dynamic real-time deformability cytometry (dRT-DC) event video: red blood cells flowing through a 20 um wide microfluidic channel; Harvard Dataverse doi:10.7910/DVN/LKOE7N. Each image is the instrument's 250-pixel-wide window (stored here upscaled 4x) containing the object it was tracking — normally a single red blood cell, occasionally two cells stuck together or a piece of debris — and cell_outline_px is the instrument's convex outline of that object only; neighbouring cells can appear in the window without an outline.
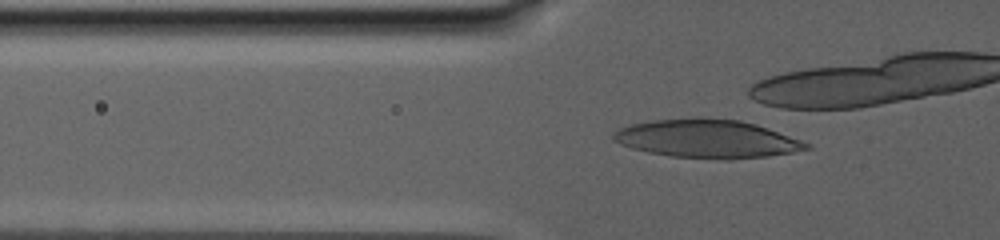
{"species": "human", "species_latin": "Homo sapiens", "temperature_condition": "warm", "stored_images_in_passage": 33, "camera_frame_rate_fps": 3000, "um_per_image_px": 0.085, "donor": {"sex": "male"}, "frame": {"image": 1, "passage_image": 28, "time_ms": 11.0, "image_size_px": [1000, 240], "cell_outline_px": [[812, 148], [792, 152], [768, 156], [728, 160], [672, 156], [648, 152], [632, 148], [620, 144], [612, 140], [612, 136], [620, 128], [632, 124], [652, 120], [696, 116], [700, 116], [740, 120], [756, 124], [768, 128], [812, 144]], "centroid_in_image_um": [60.12, 11.78], "position_along_channel_um": 65.7, "area_um2": 43.47}}